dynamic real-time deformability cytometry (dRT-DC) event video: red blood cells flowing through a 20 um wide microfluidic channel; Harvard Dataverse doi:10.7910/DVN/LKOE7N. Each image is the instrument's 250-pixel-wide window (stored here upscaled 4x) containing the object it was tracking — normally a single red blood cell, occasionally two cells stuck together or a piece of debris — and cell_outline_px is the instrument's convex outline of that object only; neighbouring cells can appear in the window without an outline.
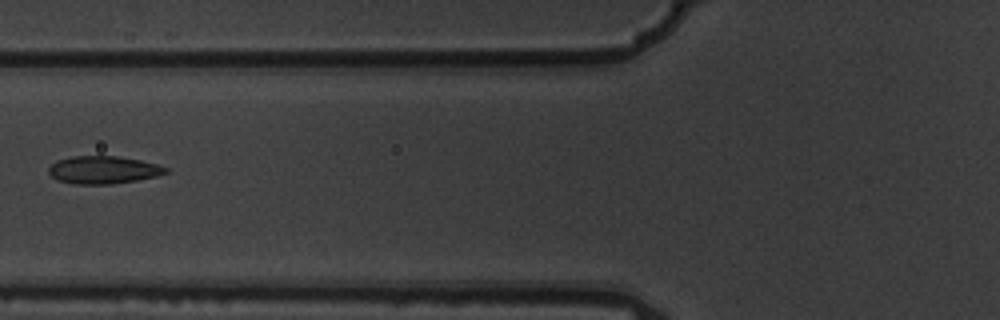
{"species": "common noctule bat (a hibernating species)", "species_latin": "Nyctalus noctula", "temperature_condition": "warm", "stored_images_in_passage": 8, "camera_frame_rate_fps": 3000, "um_per_image_px": 0.085, "animal": {"sex": "male", "body_mass_g": 19.5, "forearm_length_mm": 54.6}, "frame": {"image": 1, "passage_image": 7, "time_ms": 2.0, "image_size_px": [1000, 320], "cell_outline_px": [[168, 172], [156, 176], [136, 180], [112, 184], [72, 184], [56, 180], [48, 172], [48, 168], [56, 160], [72, 156], [116, 156], [140, 160], [156, 164], [168, 168]], "centroid_in_image_um": [8.74, 14.44], "position_along_channel_um": 117.1, "area_um2": 18.9}}
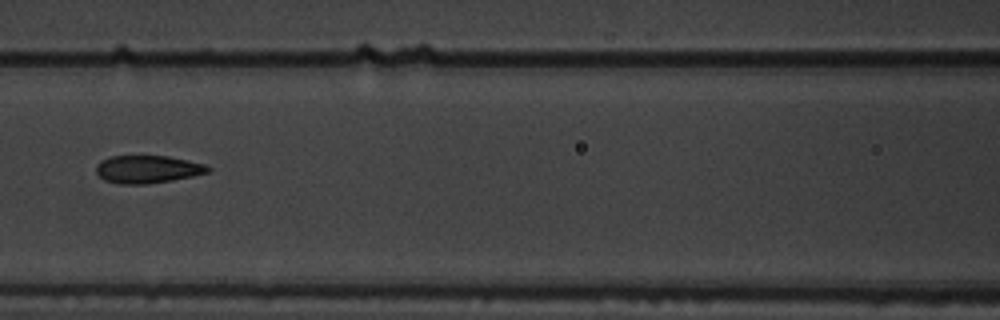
{"frame": {"image": 2, "passage_image": 8, "time_ms": 2.333, "image_size_px": [1000, 320], "cell_outline_px": [[212, 172], [172, 180], [144, 184], [120, 184], [104, 180], [96, 172], [96, 164], [100, 160], [112, 156], [168, 156], [208, 164], [212, 168]], "centroid_in_image_um": [12.59, 14.38], "position_along_channel_um": 154.0, "area_um2": 18.26}}